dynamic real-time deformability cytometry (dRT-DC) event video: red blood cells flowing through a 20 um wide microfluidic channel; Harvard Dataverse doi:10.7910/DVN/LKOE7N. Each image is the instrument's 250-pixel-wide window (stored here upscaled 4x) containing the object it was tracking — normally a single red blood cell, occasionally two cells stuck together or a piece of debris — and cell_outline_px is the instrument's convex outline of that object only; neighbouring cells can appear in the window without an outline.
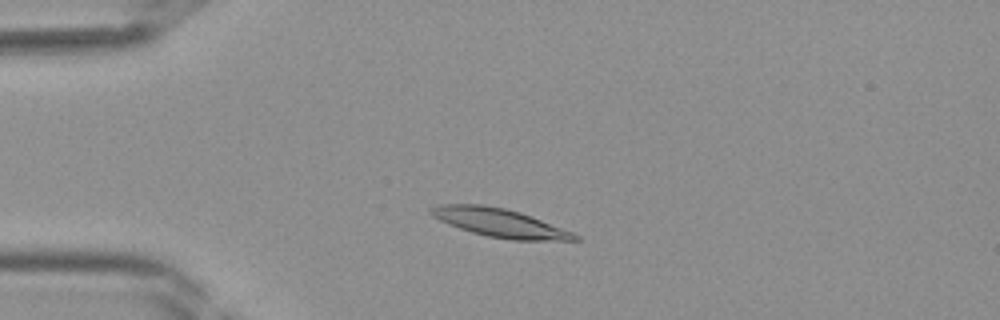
{"species": "Egyptian fruit bat (a non-hibernating species)", "species_latin": "Rousettus aegyptiacus", "temperature_condition": "room temperature", "stored_images_in_passage": 38, "camera_frame_rate_fps": 3000, "um_per_image_px": 0.085, "frame": {"image": 1, "passage_image": 7, "time_ms": 2.0, "image_size_px": [1000, 320], "cell_outline_px": [[580, 240], [512, 240], [488, 236], [472, 232], [448, 224], [432, 216], [428, 212], [428, 208], [440, 204], [484, 204], [504, 208], [520, 212], [532, 216], [572, 232], [580, 236]], "centroid_in_image_um": [42.45, 18.92], "position_along_channel_um": 42.6, "area_um2": 23.81}}
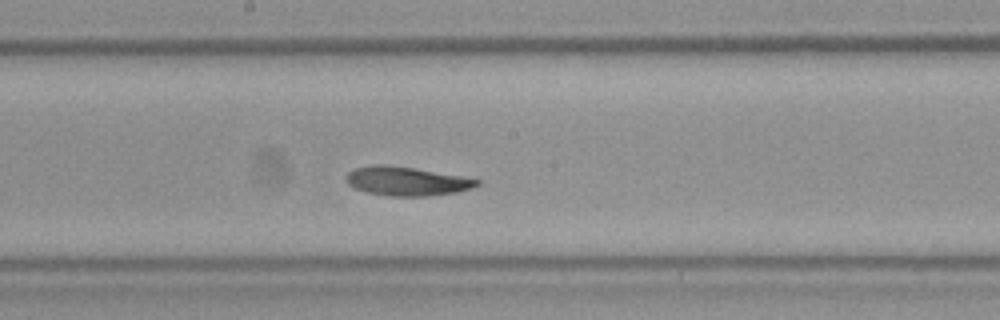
{"frame": {"image": 2, "passage_image": 19, "time_ms": 6.0, "image_size_px": [1000, 320], "cell_outline_px": [[480, 184], [472, 188], [456, 192], [424, 196], [388, 196], [368, 192], [356, 188], [348, 184], [344, 180], [344, 176], [348, 172], [356, 168], [372, 164], [388, 164], [460, 176], [480, 180]], "centroid_in_image_um": [34.51, 15.39], "position_along_channel_um": 213.7, "area_um2": 21.91}}
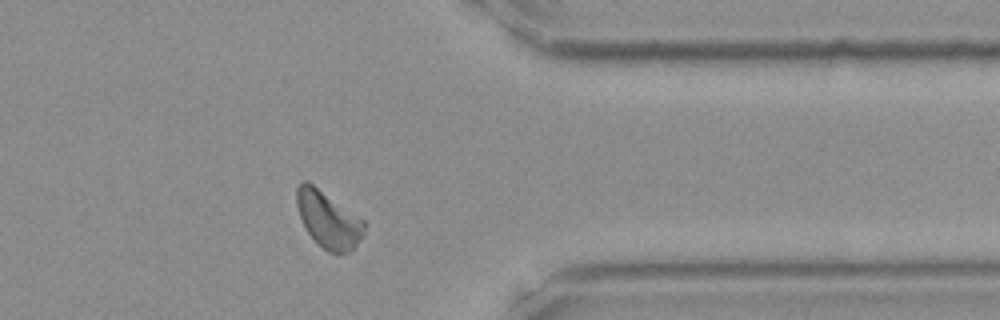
{"frame": {"image": 3, "passage_image": 30, "time_ms": 9.667, "image_size_px": [1000, 320], "cell_outline_px": [[364, 228], [360, 240], [352, 252], [328, 252], [308, 232], [300, 216], [296, 204], [296, 188], [304, 180], [308, 180], [364, 220]], "centroid_in_image_um": [27.9, 18.63], "position_along_channel_um": 383.5, "area_um2": 21.91}}